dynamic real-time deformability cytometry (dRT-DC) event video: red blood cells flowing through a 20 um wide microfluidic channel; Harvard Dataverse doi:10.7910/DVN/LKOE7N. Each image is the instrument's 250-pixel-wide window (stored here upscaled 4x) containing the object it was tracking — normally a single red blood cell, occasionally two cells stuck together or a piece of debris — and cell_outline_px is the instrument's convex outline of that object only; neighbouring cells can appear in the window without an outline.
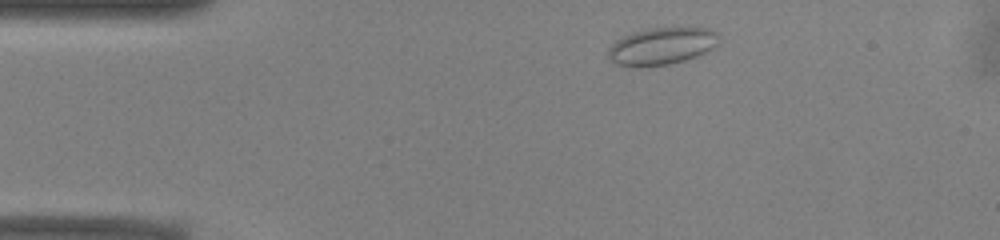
{"species": "common noctule bat (a hibernating species)", "species_latin": "Nyctalus noctula", "temperature_condition": "warm", "stored_images_in_passage": 35, "camera_frame_rate_fps": 3000, "um_per_image_px": 0.085, "animal": {"sex": "male", "body_mass_g": 13.0, "forearm_length_mm": 53.1}, "frame": {"image": 1, "passage_image": 3, "time_ms": 0.667, "image_size_px": [1000, 240], "cell_outline_px": [[720, 36], [716, 48], [696, 56], [684, 60], [668, 64], [636, 68], [616, 64], [608, 56], [608, 48], [616, 40], [624, 36], [636, 32], [652, 28], [708, 28], [716, 32]], "centroid_in_image_um": [56.26, 3.94], "position_along_channel_um": 28.7, "area_um2": 23.99}}
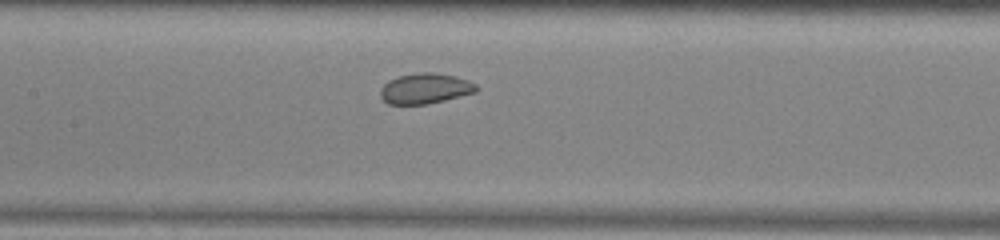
{"frame": {"image": 2, "passage_image": 18, "time_ms": 5.667, "image_size_px": [1000, 240], "cell_outline_px": [[480, 88], [476, 92], [428, 104], [388, 104], [380, 96], [380, 88], [388, 80], [400, 76], [416, 72], [432, 72], [456, 76], [468, 80], [476, 84]], "centroid_in_image_um": [36.15, 7.51], "position_along_channel_um": 171.3, "area_um2": 17.11}}
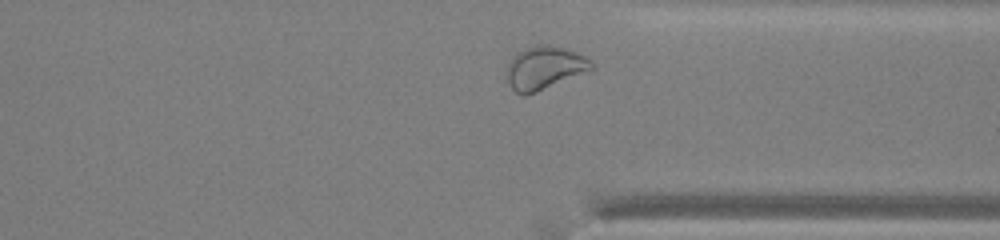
{"frame": {"image": 3, "passage_image": 33, "time_ms": 10.667, "image_size_px": [1000, 240], "cell_outline_px": [[596, 68], [536, 92], [524, 96], [516, 92], [508, 84], [504, 72], [512, 56], [516, 52], [524, 48], [540, 44], [568, 48], [584, 56], [596, 64]], "centroid_in_image_um": [46.26, 5.76], "position_along_channel_um": 365.1, "area_um2": 21.62}, "authors_computed_cell_mechanics": {"area_um2": 17.8024, "velocity_mm_per_s": 3.8923, "shape_relaxation_time_tau1_ms": null, "shape_relaxation_time_tau2_ms": 3.7998, "deformation_change_tau1": null, "deformation_change_tau2": 0.0547}}